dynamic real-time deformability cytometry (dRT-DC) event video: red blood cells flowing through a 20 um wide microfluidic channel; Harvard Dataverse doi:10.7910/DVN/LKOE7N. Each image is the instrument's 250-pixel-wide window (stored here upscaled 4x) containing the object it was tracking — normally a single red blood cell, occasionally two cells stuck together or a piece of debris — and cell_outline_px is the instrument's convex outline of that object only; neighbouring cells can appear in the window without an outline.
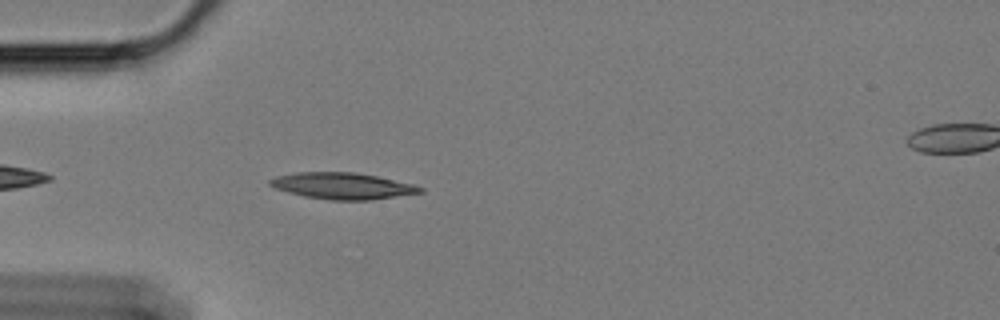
{"species": "Egyptian fruit bat (a non-hibernating species)", "species_latin": "Rousettus aegyptiacus", "temperature_condition": "cold", "stored_images_in_passage": 19, "camera_frame_rate_fps": 3000, "um_per_image_px": 0.085, "animal": {"sex": "female"}, "frame": {"image": 1, "passage_image": 4, "time_ms": 1.0, "image_size_px": [1000, 320], "cell_outline_px": [[424, 192], [372, 200], [332, 200], [304, 196], [288, 192], [276, 188], [268, 184], [268, 180], [276, 176], [296, 172], [356, 172], [376, 176], [412, 184], [424, 188]], "centroid_in_image_um": [29.1, 15.8], "position_along_channel_um": 55.9, "area_um2": 23.06}}
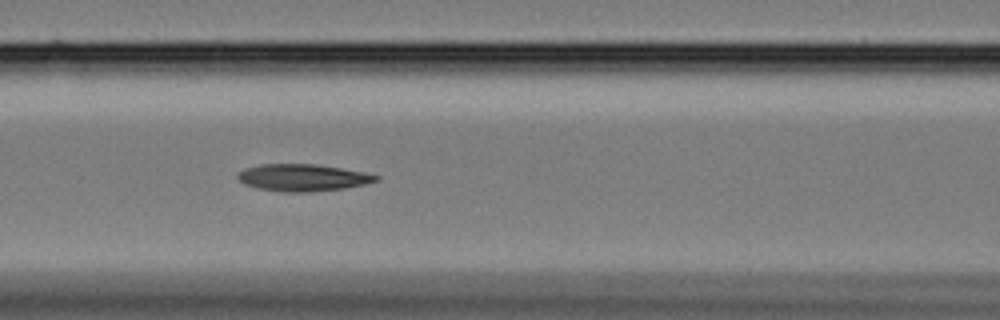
{"frame": {"image": 2, "passage_image": 12, "time_ms": 3.667, "image_size_px": [1000, 320], "cell_outline_px": [[380, 180], [364, 184], [344, 188], [308, 192], [284, 192], [256, 188], [244, 184], [236, 176], [244, 168], [260, 164], [316, 164], [364, 172], [380, 176]], "centroid_in_image_um": [25.72, 15.09], "position_along_channel_um": 140.9, "area_um2": 21.73}}
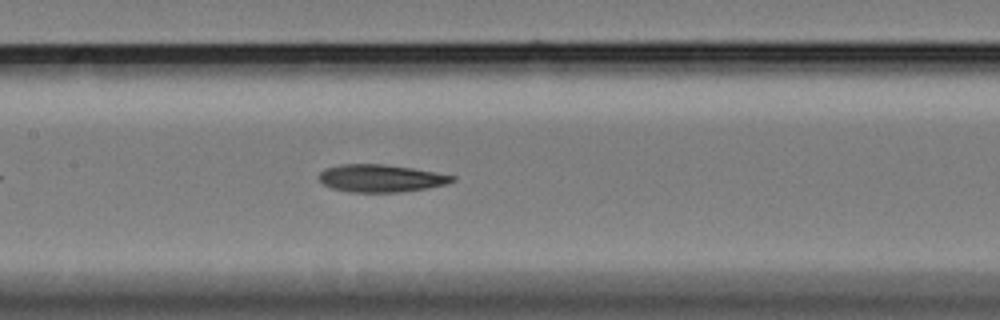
{"frame": {"image": 3, "passage_image": 15, "time_ms": 4.667, "image_size_px": [1000, 320], "cell_outline_px": [[456, 180], [444, 184], [428, 188], [400, 192], [348, 192], [332, 188], [324, 184], [316, 176], [324, 168], [340, 164], [384, 164], [412, 168], [456, 176]], "centroid_in_image_um": [32.33, 15.15], "position_along_channel_um": 175.1, "area_um2": 21.44}}